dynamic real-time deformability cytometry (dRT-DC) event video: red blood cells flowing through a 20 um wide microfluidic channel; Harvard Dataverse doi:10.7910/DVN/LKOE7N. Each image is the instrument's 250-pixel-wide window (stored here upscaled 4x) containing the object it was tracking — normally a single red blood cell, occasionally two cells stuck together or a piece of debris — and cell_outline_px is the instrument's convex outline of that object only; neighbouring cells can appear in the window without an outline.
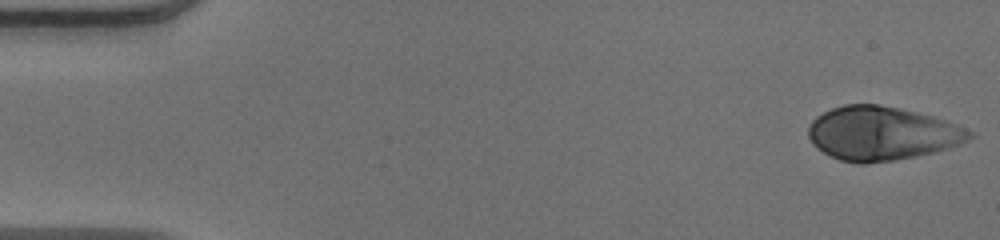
{"species": "human", "species_latin": "Homo sapiens", "temperature_condition": "warm", "stored_images_in_passage": 49, "camera_frame_rate_fps": 3000, "um_per_image_px": 0.085, "donor": {"sex": "male"}, "frame": {"image": 1, "passage_image": 1, "time_ms": 0.0, "image_size_px": [1000, 240], "cell_outline_px": [[976, 136], [960, 144], [948, 148], [916, 156], [868, 164], [856, 164], [840, 160], [824, 152], [812, 144], [808, 136], [808, 128], [812, 120], [816, 116], [832, 108], [844, 104], [876, 104], [900, 108], [932, 116], [956, 124], [972, 132]], "centroid_in_image_um": [74.94, 11.34], "position_along_channel_um": 10.1, "area_um2": 50.4}}
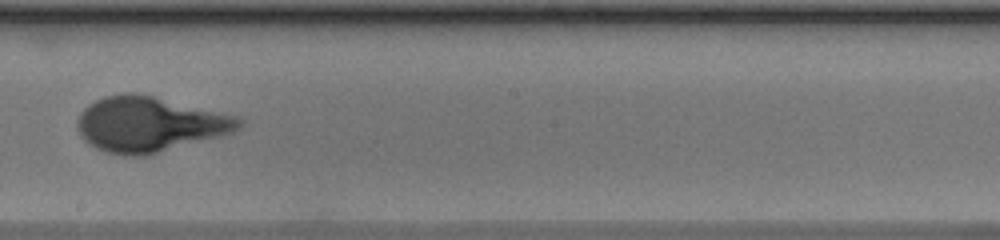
{"frame": {"image": 2, "passage_image": 28, "time_ms": 9.0, "image_size_px": [1000, 240], "cell_outline_px": [[244, 124], [240, 128], [232, 132], [220, 136], [144, 156], [124, 156], [104, 152], [96, 148], [84, 140], [80, 136], [76, 128], [76, 124], [80, 112], [88, 104], [104, 96], [128, 92], [136, 92], [236, 116], [244, 120]], "centroid_in_image_um": [12.66, 10.56], "position_along_channel_um": 235.5, "area_um2": 51.9}}
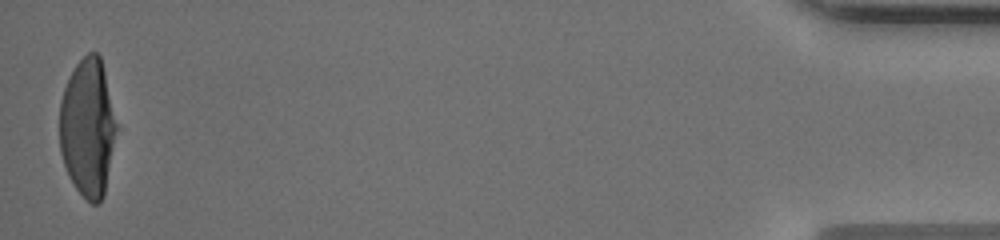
{"frame": {"image": 3, "passage_image": 49, "time_ms": 16.0, "image_size_px": [1000, 240], "cell_outline_px": [[120, 128], [104, 196], [100, 204], [92, 204], [76, 188], [68, 176], [60, 152], [60, 100], [64, 88], [76, 64], [88, 52], [96, 52], [100, 56]], "centroid_in_image_um": [7.51, 10.89], "position_along_channel_um": 427.7, "area_um2": 46.76}, "authors_computed_cell_mechanics": {"area_um2": 49.13, "velocity_mm_per_s": 4.0558, "shape_relaxation_time_tau1_ms": 4.59, "shape_relaxation_time_tau2_ms": null, "deformation_change_tau1": 0.2712, "deformation_change_tau2": null}}